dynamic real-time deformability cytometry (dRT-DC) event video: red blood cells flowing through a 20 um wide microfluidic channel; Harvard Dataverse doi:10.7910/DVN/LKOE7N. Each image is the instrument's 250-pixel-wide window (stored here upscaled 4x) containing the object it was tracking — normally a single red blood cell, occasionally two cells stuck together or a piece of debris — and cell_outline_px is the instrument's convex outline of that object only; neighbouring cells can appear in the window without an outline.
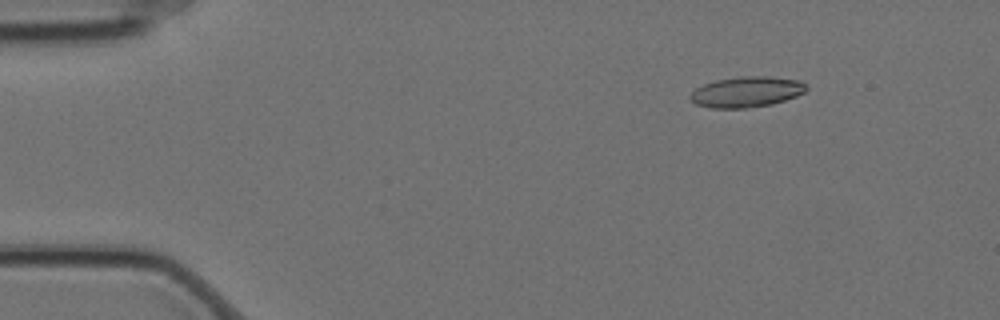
{"species": "Egyptian fruit bat (a non-hibernating species)", "species_latin": "Rousettus aegyptiacus", "temperature_condition": "cold", "stored_images_in_passage": 6, "camera_frame_rate_fps": 3000, "um_per_image_px": 0.085, "animal": {"sex": "female"}, "frame": {"image": 1, "passage_image": 3, "time_ms": 0.667, "image_size_px": [1000, 320], "cell_outline_px": [[808, 88], [804, 92], [796, 96], [772, 104], [744, 108], [712, 108], [696, 104], [688, 96], [696, 88], [704, 84], [716, 80], [740, 76], [768, 76], [800, 80], [808, 84]], "centroid_in_image_um": [63.48, 7.8], "position_along_channel_um": 21.5, "area_um2": 20.75}}
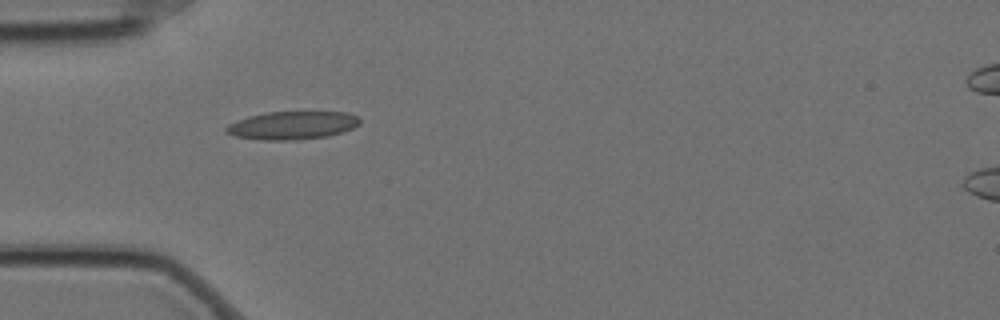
{"frame": {"image": 2, "passage_image": 5, "time_ms": 1.333, "image_size_px": [1000, 320], "cell_outline_px": [[360, 124], [344, 132], [328, 136], [292, 140], [264, 140], [236, 136], [224, 132], [224, 128], [228, 124], [236, 120], [248, 116], [268, 112], [348, 112], [356, 116], [360, 120]], "centroid_in_image_um": [24.83, 10.65], "position_along_channel_um": 60.2, "area_um2": 21.91}}
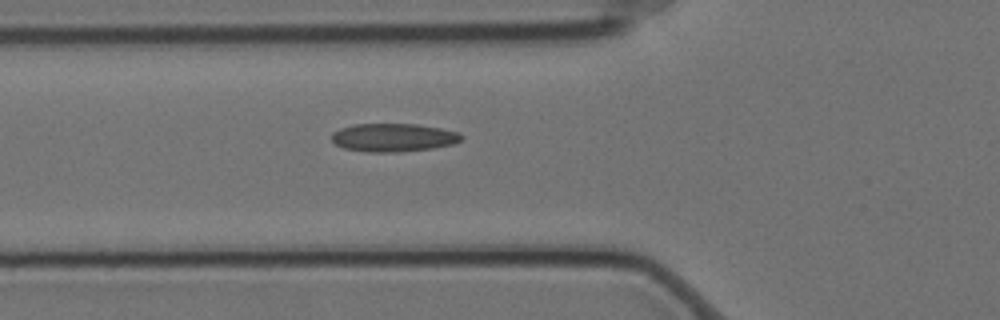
{"frame": {"image": 3, "passage_image": 6, "time_ms": 1.667, "image_size_px": [1000, 320], "cell_outline_px": [[464, 136], [460, 140], [452, 144], [432, 148], [400, 152], [368, 152], [344, 148], [336, 144], [332, 140], [332, 132], [340, 128], [352, 124], [416, 124], [440, 128], [460, 132]], "centroid_in_image_um": [33.43, 11.68], "position_along_channel_um": 92.4, "area_um2": 21.39}}